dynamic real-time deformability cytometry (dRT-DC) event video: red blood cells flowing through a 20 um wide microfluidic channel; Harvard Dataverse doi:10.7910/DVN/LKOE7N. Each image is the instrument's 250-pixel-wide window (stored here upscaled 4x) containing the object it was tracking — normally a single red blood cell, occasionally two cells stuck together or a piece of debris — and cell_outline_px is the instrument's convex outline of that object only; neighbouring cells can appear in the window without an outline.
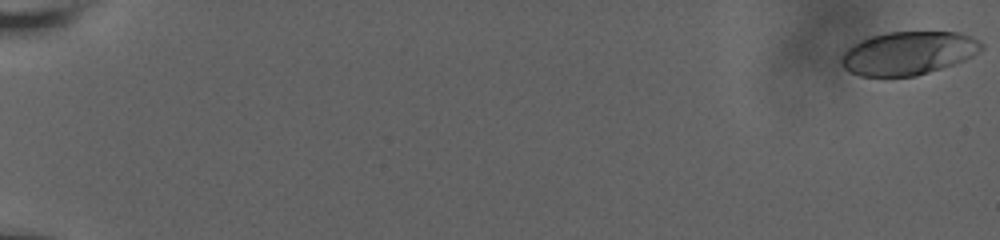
{"species": "human", "species_latin": "Homo sapiens", "temperature_condition": "room temperature", "stored_images_in_passage": 22, "camera_frame_rate_fps": 3000, "um_per_image_px": 0.085, "donor": {"sex": "male"}, "frame": {"image": 1, "passage_image": 1, "time_ms": 0.0, "image_size_px": [1000, 240], "cell_outline_px": [[984, 48], [980, 52], [964, 60], [916, 76], [860, 76], [848, 72], [840, 64], [840, 56], [852, 44], [860, 40], [872, 36], [888, 32], [960, 32], [972, 36], [984, 44]], "centroid_in_image_um": [77.19, 4.51], "position_along_channel_um": 7.8, "area_um2": 35.55}}
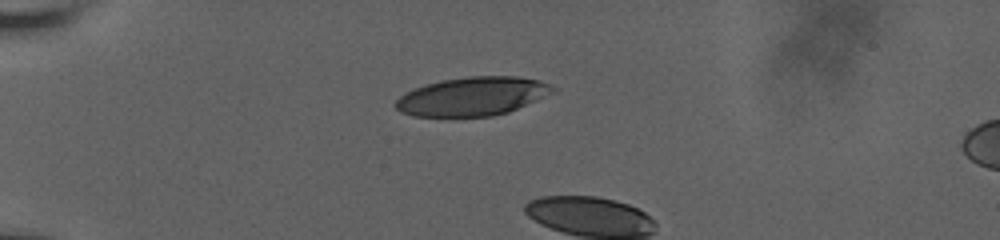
{"frame": {"image": 2, "passage_image": 19, "time_ms": 6.0, "image_size_px": [1000, 240], "cell_outline_px": [[556, 88], [552, 92], [508, 112], [492, 116], [412, 116], [400, 112], [396, 108], [396, 100], [404, 92], [424, 84], [440, 80], [468, 76], [516, 76], [540, 80], [552, 84]], "centroid_in_image_um": [40.12, 8.17], "position_along_channel_um": 44.9, "area_um2": 35.32}}